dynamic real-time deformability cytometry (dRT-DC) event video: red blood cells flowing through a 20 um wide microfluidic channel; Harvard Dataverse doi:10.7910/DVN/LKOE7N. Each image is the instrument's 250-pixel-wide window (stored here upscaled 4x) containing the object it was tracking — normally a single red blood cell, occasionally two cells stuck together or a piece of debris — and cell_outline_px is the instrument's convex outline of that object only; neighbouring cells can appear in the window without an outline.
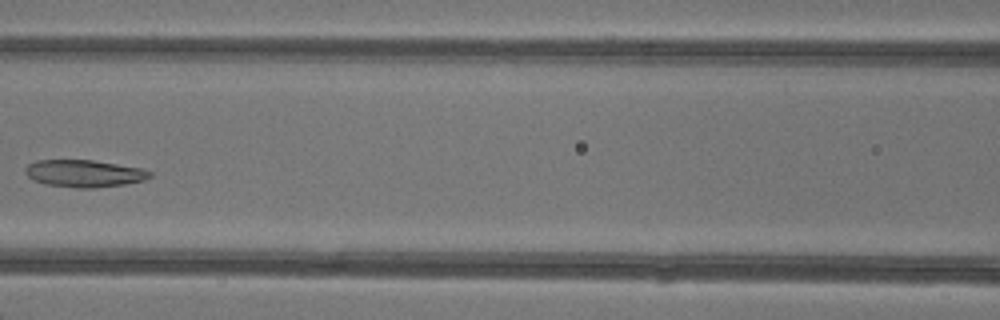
{"species": "common noctule bat (a hibernating species)", "species_latin": "Nyctalus noctula", "temperature_condition": "warm", "stored_images_in_passage": 4, "camera_frame_rate_fps": 3000, "um_per_image_px": 0.085, "animal": {"sex": "female"}, "frame": {"image": 1, "passage_image": 4, "time_ms": 6.333, "image_size_px": [1000, 320], "cell_outline_px": [[152, 176], [144, 180], [124, 184], [96, 188], [76, 188], [44, 184], [32, 180], [24, 172], [24, 168], [28, 164], [36, 160], [92, 160], [140, 168], [152, 172]], "centroid_in_image_um": [7.11, 14.75], "position_along_channel_um": 159.5, "area_um2": 19.83}}